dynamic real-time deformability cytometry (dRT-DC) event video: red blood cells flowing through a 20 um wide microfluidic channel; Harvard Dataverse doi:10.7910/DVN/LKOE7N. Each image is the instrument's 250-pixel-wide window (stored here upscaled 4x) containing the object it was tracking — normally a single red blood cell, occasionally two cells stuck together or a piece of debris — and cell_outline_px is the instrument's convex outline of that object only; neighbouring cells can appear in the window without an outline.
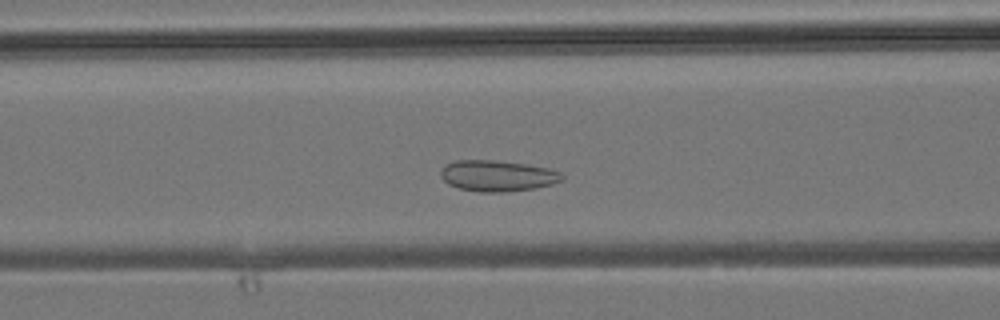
{"species": "common noctule bat (a hibernating species)", "species_latin": "Nyctalus noctula", "temperature_condition": "room temperature", "stored_images_in_passage": 43, "camera_frame_rate_fps": 3000, "um_per_image_px": 0.085, "animal": {"sex": "male", "body_mass_g": 19.2, "forearm_length_mm": 51.8}, "frame": {"image": 1, "passage_image": 15, "time_ms": 4.667, "image_size_px": [1000, 320], "cell_outline_px": [[564, 180], [552, 184], [536, 188], [508, 192], [480, 192], [460, 188], [448, 184], [440, 176], [440, 172], [444, 164], [456, 160], [492, 160], [528, 164], [548, 168], [560, 172], [564, 176]], "centroid_in_image_um": [42.29, 14.94], "position_along_channel_um": 124.3, "area_um2": 22.14}}
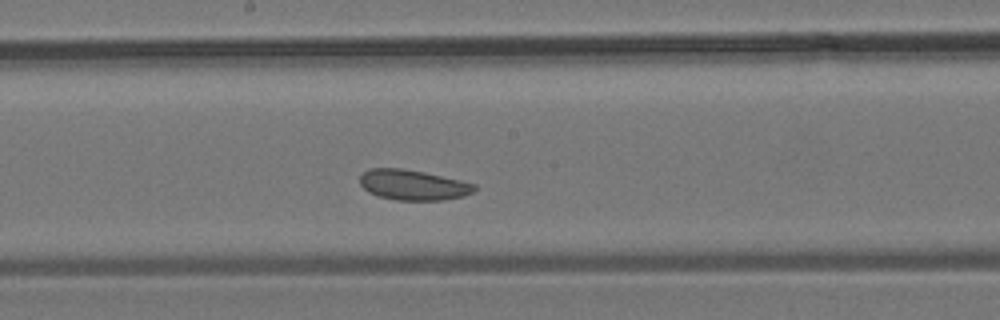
{"frame": {"image": 2, "passage_image": 21, "time_ms": 6.667, "image_size_px": [1000, 320], "cell_outline_px": [[476, 188], [472, 192], [464, 196], [444, 200], [396, 200], [380, 196], [368, 192], [360, 184], [360, 176], [368, 168], [400, 168], [424, 172], [460, 180], [476, 184]], "centroid_in_image_um": [35.11, 15.72], "position_along_channel_um": 213.1, "area_um2": 20.17}}
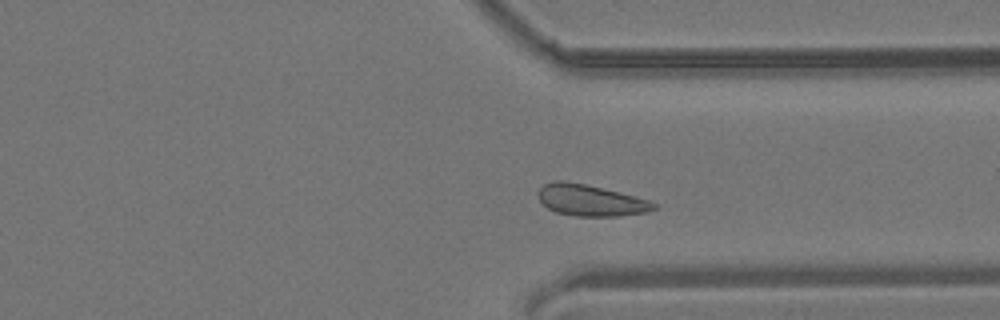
{"frame": {"image": 3, "passage_image": 31, "time_ms": 10.0, "image_size_px": [1000, 320], "cell_outline_px": [[656, 208], [648, 212], [620, 216], [576, 216], [556, 212], [548, 208], [540, 200], [536, 192], [544, 184], [552, 180], [564, 180], [584, 184], [648, 200], [656, 204]], "centroid_in_image_um": [50.15, 17.03], "position_along_channel_um": 361.3, "area_um2": 20.87}}